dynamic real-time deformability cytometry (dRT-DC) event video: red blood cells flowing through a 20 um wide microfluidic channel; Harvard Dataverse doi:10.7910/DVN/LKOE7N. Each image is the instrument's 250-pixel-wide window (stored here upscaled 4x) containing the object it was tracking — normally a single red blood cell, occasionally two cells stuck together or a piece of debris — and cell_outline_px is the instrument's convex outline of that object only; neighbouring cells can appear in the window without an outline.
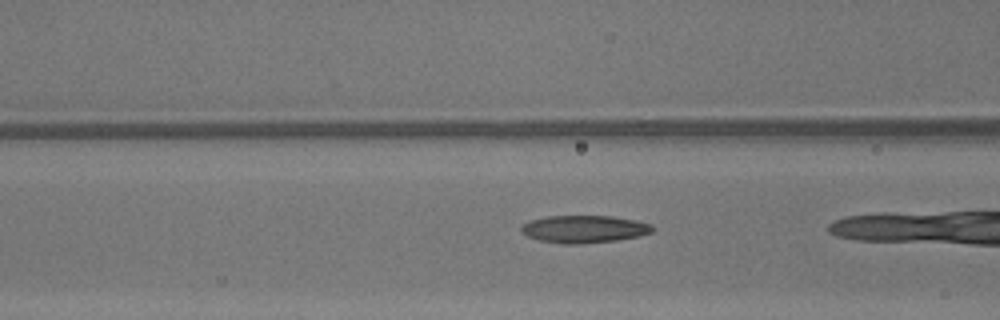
{"species": "common noctule bat (a hibernating species)", "species_latin": "Nyctalus noctula", "temperature_condition": "warm", "stored_images_in_passage": 20, "camera_frame_rate_fps": 3000, "um_per_image_px": 0.085, "animal": {"sex": "male", "body_mass_g": 13.3}, "frame": {"image": 1, "passage_image": 15, "time_ms": 4.667, "image_size_px": [1000, 320], "cell_outline_px": [[656, 228], [652, 232], [640, 236], [616, 240], [584, 244], [560, 244], [536, 240], [520, 232], [520, 228], [524, 224], [532, 220], [548, 216], [612, 216], [636, 220], [652, 224]], "centroid_in_image_um": [49.67, 19.48], "position_along_channel_um": 116.9, "area_um2": 21.27}}